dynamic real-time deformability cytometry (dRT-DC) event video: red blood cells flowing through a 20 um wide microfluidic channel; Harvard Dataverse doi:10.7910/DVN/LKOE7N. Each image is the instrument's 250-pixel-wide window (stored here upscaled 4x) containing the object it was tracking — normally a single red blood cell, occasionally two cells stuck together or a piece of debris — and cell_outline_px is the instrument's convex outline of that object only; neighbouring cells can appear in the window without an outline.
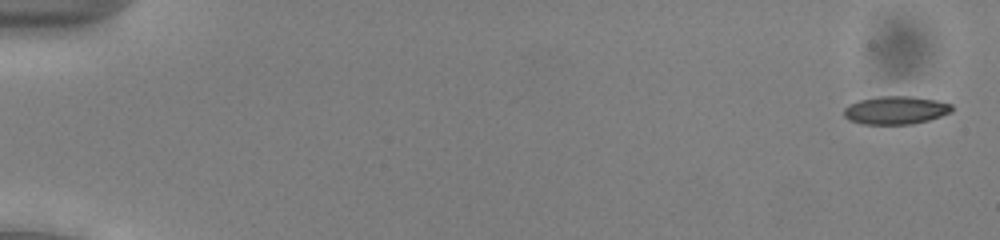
{"species": "common noctule bat (a hibernating species)", "species_latin": "Nyctalus noctula", "temperature_condition": "cold", "stored_images_in_passage": 54, "camera_frame_rate_fps": 3000, "um_per_image_px": 0.085, "animal": {"sex": "male", "body_mass_g": 13.0, "forearm_length_mm": 53.1}, "frame": {"image": 1, "passage_image": 2, "time_ms": 0.333, "image_size_px": [1000, 240], "cell_outline_px": [[952, 112], [928, 120], [912, 124], [864, 124], [848, 120], [844, 116], [844, 108], [860, 100], [876, 96], [908, 96], [936, 100], [952, 104]], "centroid_in_image_um": [76.14, 9.37], "position_along_channel_um": 8.9, "area_um2": 17.57}}
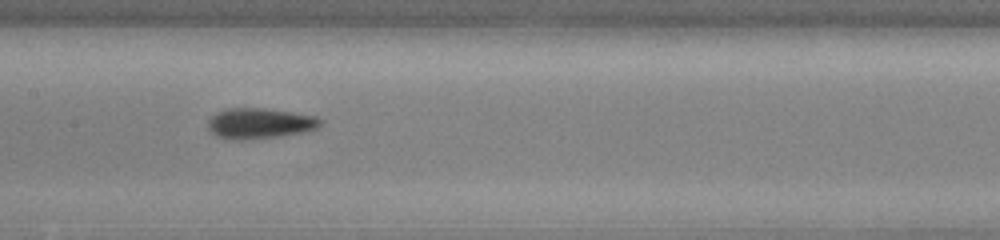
{"frame": {"image": 2, "passage_image": 28, "time_ms": 9.0, "image_size_px": [1000, 240], "cell_outline_px": [[324, 120], [316, 128], [300, 132], [280, 136], [236, 140], [216, 136], [208, 128], [208, 120], [216, 112], [224, 108], [264, 108], [292, 112], [316, 116]], "centroid_in_image_um": [22.05, 10.47], "position_along_channel_um": 185.4, "area_um2": 19.88}}
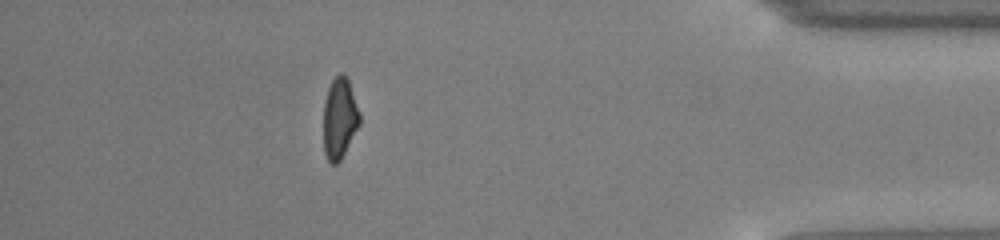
{"frame": {"image": 3, "passage_image": 48, "time_ms": 15.667, "image_size_px": [1000, 240], "cell_outline_px": [[360, 124], [340, 160], [336, 164], [332, 164], [328, 160], [324, 152], [324, 100], [328, 88], [332, 80], [340, 72], [344, 72], [348, 80], [360, 112]], "centroid_in_image_um": [28.86, 10.03], "position_along_channel_um": 406.3, "area_um2": 16.99}, "authors_computed_cell_mechanics": {"area_um2": 18.2359, "velocity_mm_per_s": 3.9454, "shape_relaxation_time_tau1_ms": 2.7945, "shape_relaxation_time_tau2_ms": 4.0186, "deformation_change_tau1": 0.1221, "deformation_change_tau2": 0.1046}}